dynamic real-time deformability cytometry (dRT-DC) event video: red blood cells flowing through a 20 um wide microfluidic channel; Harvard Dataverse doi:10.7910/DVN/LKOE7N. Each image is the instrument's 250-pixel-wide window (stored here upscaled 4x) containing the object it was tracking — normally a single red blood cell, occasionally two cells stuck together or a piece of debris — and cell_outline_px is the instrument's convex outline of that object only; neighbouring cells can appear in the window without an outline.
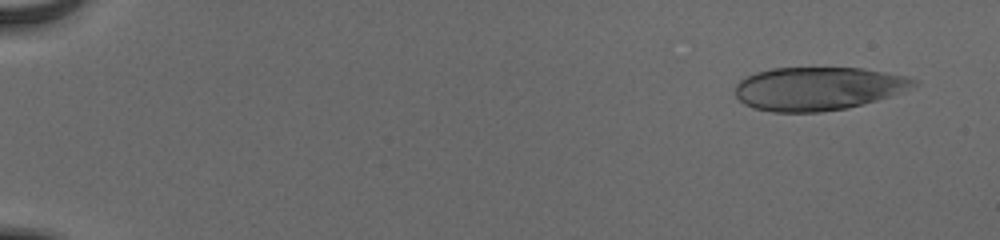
{"species": "human", "species_latin": "Homo sapiens", "temperature_condition": "cold", "stored_images_in_passage": 54, "camera_frame_rate_fps": 3000, "um_per_image_px": 0.085, "donor": {"sex": "male"}, "frame": {"image": 1, "passage_image": 4, "time_ms": 1.0, "image_size_px": [1000, 240], "cell_outline_px": [[920, 84], [912, 88], [876, 100], [848, 108], [820, 112], [772, 112], [752, 108], [744, 104], [736, 96], [736, 84], [744, 76], [756, 72], [772, 68], [860, 68], [884, 72], [904, 76], [920, 80]], "centroid_in_image_um": [69.51, 7.53], "position_along_channel_um": 15.5, "area_um2": 45.14}}
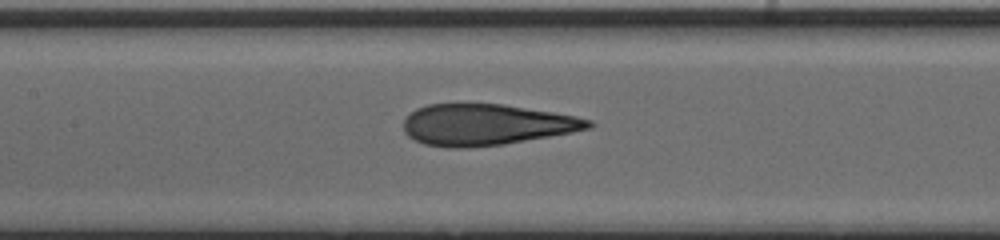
{"frame": {"image": 2, "passage_image": 28, "time_ms": 9.0, "image_size_px": [1000, 240], "cell_outline_px": [[596, 124], [592, 128], [572, 132], [504, 144], [468, 148], [448, 148], [424, 144], [408, 136], [404, 132], [404, 120], [416, 108], [428, 104], [504, 104], [576, 116], [592, 120]], "centroid_in_image_um": [41.34, 10.6], "position_along_channel_um": 166.1, "area_um2": 44.39}}
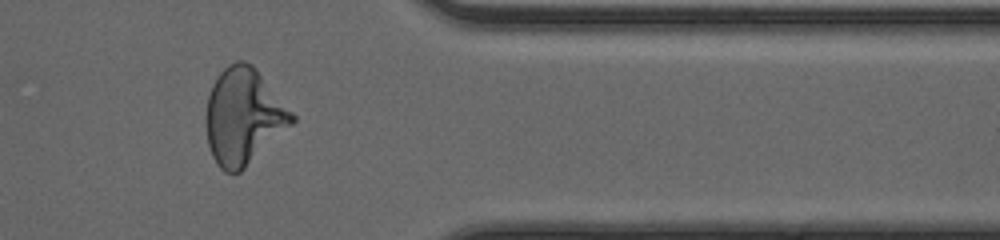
{"frame": {"image": 3, "passage_image": 46, "time_ms": 15.0, "image_size_px": [1000, 240], "cell_outline_px": [[296, 120], [292, 124], [240, 172], [224, 172], [220, 168], [212, 156], [208, 144], [204, 124], [204, 116], [208, 96], [212, 84], [220, 72], [228, 64], [236, 60], [244, 60], [252, 64], [256, 68], [296, 116]], "centroid_in_image_um": [20.66, 9.88], "position_along_channel_um": 390.7, "area_um2": 48.26}, "authors_computed_cell_mechanics": {"area_um2": 45.6042, "velocity_mm_per_s": 3.9151, "shape_relaxation_time_tau1_ms": 6.2519, "shape_relaxation_time_tau2_ms": 1.0722, "deformation_change_tau1": 0.2156, "deformation_change_tau2": 0.0864}}